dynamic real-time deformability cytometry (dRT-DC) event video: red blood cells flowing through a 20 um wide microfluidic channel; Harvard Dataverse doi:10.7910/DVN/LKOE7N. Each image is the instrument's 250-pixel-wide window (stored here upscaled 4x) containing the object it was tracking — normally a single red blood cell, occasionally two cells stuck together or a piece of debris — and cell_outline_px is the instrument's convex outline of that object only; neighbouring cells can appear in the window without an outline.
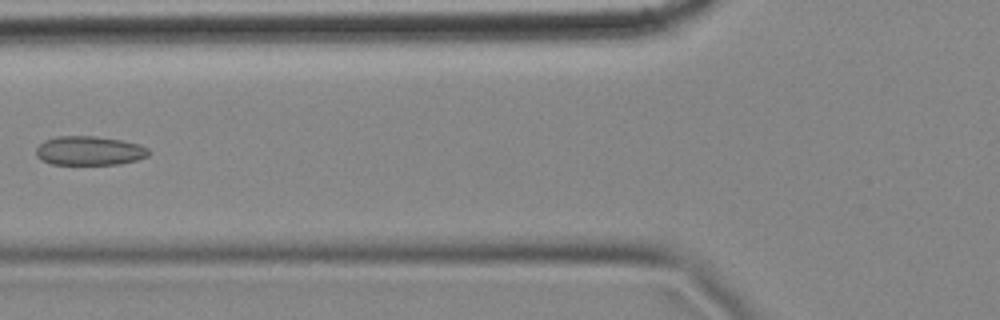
{"species": "common noctule bat (a hibernating species)", "species_latin": "Nyctalus noctula", "temperature_condition": "cold", "stored_images_in_passage": 6, "camera_frame_rate_fps": 3000, "um_per_image_px": 0.085, "animal": {"sex": "female", "body_mass_g": 18.4}, "frame": {"image": 1, "passage_image": 6, "time_ms": 1.667, "image_size_px": [1000, 320], "cell_outline_px": [[148, 156], [136, 160], [116, 164], [52, 164], [40, 160], [36, 156], [36, 148], [44, 140], [56, 136], [96, 136], [120, 140], [140, 144], [148, 148]], "centroid_in_image_um": [7.56, 12.8], "position_along_channel_um": 118.2, "area_um2": 19.07}}